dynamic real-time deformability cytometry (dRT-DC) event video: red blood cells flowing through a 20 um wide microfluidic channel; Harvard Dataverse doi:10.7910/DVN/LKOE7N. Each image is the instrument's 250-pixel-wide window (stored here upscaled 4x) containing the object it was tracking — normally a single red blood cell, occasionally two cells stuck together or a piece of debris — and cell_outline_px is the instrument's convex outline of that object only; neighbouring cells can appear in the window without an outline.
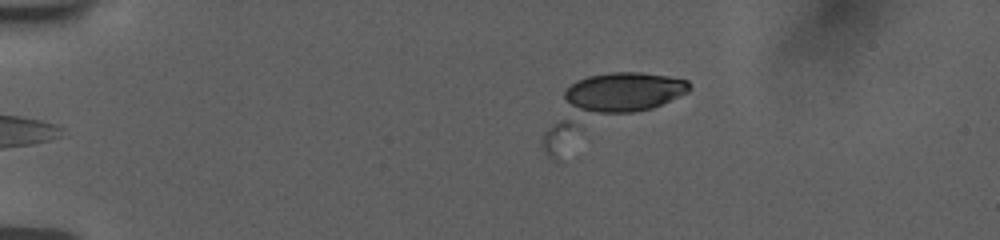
{"species": "human", "species_latin": "Homo sapiens", "temperature_condition": "room temperature", "stored_images_in_passage": 4, "camera_frame_rate_fps": 3000, "um_per_image_px": 0.085, "donor": {"sex": "female"}, "frame": {"image": 1, "passage_image": 4, "time_ms": 0.667, "image_size_px": [1000, 240], "cell_outline_px": [[692, 88], [688, 92], [680, 96], [552, 156], [548, 156], [540, 140], [564, 92], [576, 80], [588, 76], [608, 72], [640, 72], [668, 76], [688, 80], [692, 84]], "centroid_in_image_um": [51.55, 8.95], "position_along_channel_um": 33.4, "area_um2": 47.34}}